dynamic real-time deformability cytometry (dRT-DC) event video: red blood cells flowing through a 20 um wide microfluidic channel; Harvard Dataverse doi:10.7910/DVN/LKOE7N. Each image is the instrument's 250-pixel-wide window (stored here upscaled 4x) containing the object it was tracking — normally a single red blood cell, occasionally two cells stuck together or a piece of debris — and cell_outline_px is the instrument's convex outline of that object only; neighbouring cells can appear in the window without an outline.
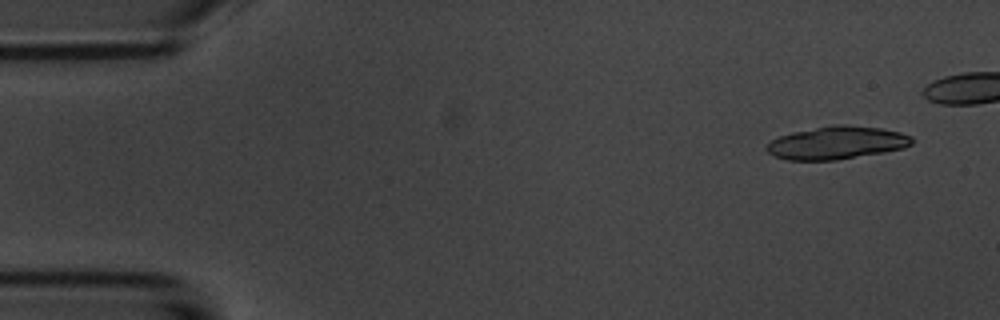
{"species": "common noctule bat (a hibernating species)", "species_latin": "Nyctalus noctula", "temperature_condition": "room temperature", "stored_images_in_passage": 5, "camera_frame_rate_fps": 3000, "um_per_image_px": 0.085, "animal": {"sex": "male", "body_mass_g": 20.1, "forearm_length_mm": 53.5}, "frame": {"image": 1, "passage_image": 1, "time_ms": 0.0, "image_size_px": [1000, 320], "cell_outline_px": [[912, 144], [904, 148], [884, 152], [836, 160], [788, 160], [772, 156], [764, 148], [772, 140], [780, 136], [792, 132], [832, 124], [844, 124], [880, 128], [900, 132], [912, 136]], "centroid_in_image_um": [71.11, 12.13], "position_along_channel_um": 13.9, "area_um2": 27.92}}
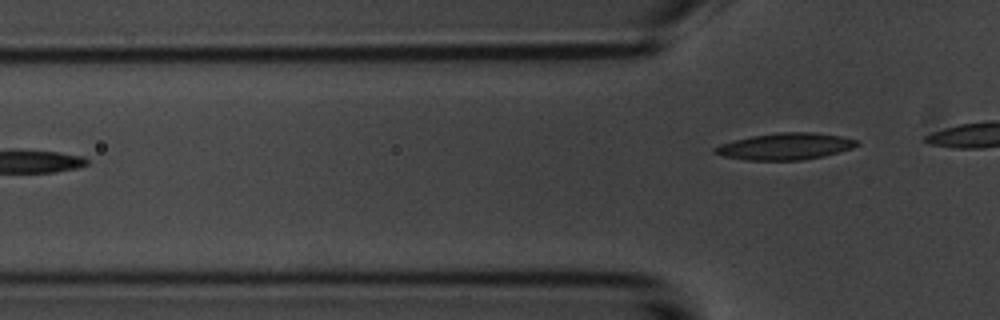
{"frame": {"image": 2, "passage_image": 5, "time_ms": 6.0, "image_size_px": [1000, 320], "cell_outline_px": [[860, 144], [852, 148], [824, 156], [804, 160], [744, 160], [720, 156], [712, 152], [712, 148], [720, 144], [752, 136], [776, 132], [812, 132], [840, 136], [860, 140]], "centroid_in_image_um": [66.73, 12.45], "position_along_channel_um": 59.1, "area_um2": 22.25}}